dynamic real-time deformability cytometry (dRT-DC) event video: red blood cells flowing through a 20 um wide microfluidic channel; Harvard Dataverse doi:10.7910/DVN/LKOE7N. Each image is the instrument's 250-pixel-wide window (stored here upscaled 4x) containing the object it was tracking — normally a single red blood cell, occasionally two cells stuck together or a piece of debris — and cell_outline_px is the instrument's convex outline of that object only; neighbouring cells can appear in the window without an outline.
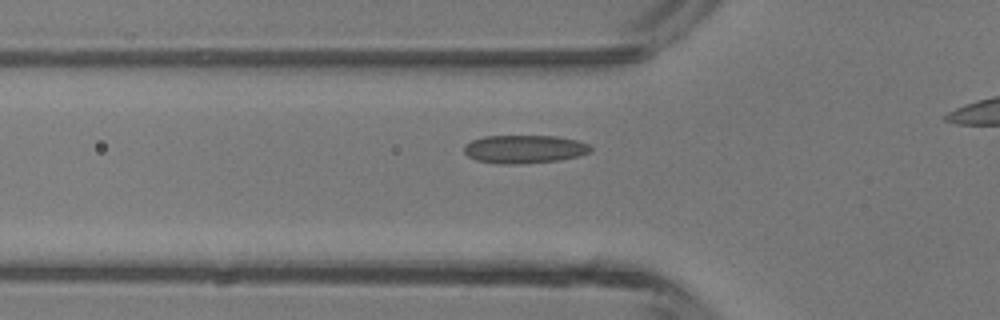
{"species": "common noctule bat (a hibernating species)", "species_latin": "Nyctalus noctula", "temperature_condition": "room temperature", "stored_images_in_passage": 5, "segment_of_instrument_passage": [1, 2], "camera_frame_rate_fps": 3000, "um_per_image_px": 0.085, "animal": {"sex": "male", "body_mass_g": 13.3}, "frame": {"image": 1, "passage_image": 4, "time_ms": 1.0, "image_size_px": [1000, 320], "cell_outline_px": [[592, 152], [580, 156], [560, 160], [520, 164], [500, 164], [476, 160], [468, 156], [464, 152], [464, 144], [472, 140], [484, 136], [556, 136], [576, 140], [588, 144], [592, 148]], "centroid_in_image_um": [44.58, 12.68], "position_along_channel_um": 81.2, "area_um2": 20.98}}